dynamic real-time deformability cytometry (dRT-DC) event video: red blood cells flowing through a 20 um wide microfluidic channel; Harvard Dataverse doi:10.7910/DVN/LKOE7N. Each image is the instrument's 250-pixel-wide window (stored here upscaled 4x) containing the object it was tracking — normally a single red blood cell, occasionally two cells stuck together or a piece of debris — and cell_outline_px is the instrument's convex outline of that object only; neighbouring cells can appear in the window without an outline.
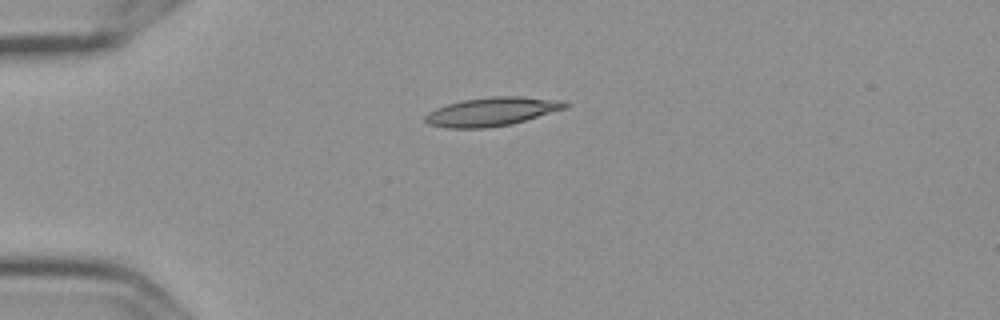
{"species": "Egyptian fruit bat (a non-hibernating species)", "species_latin": "Rousettus aegyptiacus", "temperature_condition": "cold", "stored_images_in_passage": 43, "camera_frame_rate_fps": 3000, "um_per_image_px": 0.085, "frame": {"image": 1, "passage_image": 1, "time_ms": 0.0, "image_size_px": [1000, 320], "cell_outline_px": [[568, 108], [512, 124], [484, 128], [444, 128], [428, 124], [424, 120], [424, 116], [428, 112], [436, 108], [448, 104], [464, 100], [492, 96], [520, 96], [564, 100], [568, 104]], "centroid_in_image_um": [41.82, 9.49], "position_along_channel_um": 43.2, "area_um2": 23.52}}
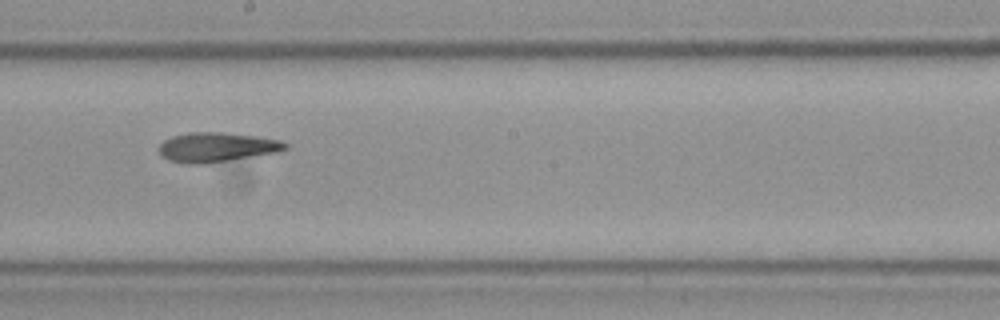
{"frame": {"image": 2, "passage_image": 19, "time_ms": 6.0, "image_size_px": [1000, 320], "cell_outline_px": [[288, 148], [276, 152], [204, 164], [192, 164], [168, 160], [160, 156], [160, 144], [164, 140], [172, 136], [188, 132], [224, 132], [256, 136], [280, 140], [288, 144]], "centroid_in_image_um": [18.39, 12.5], "position_along_channel_um": 229.8, "area_um2": 21.62}}
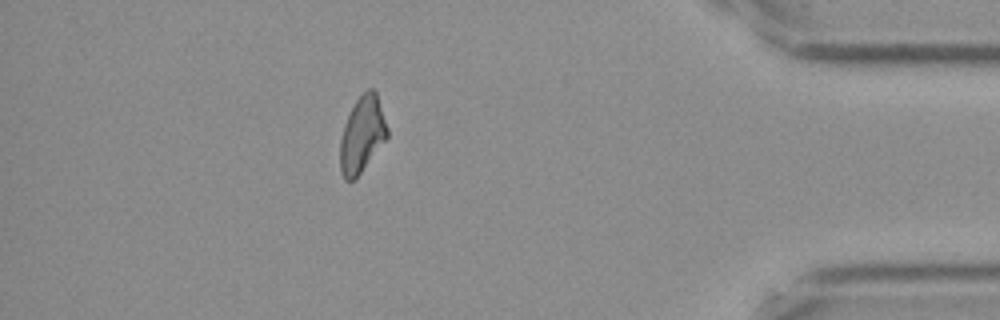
{"frame": {"image": 3, "passage_image": 37, "time_ms": 12.0, "image_size_px": [1000, 320], "cell_outline_px": [[388, 136], [356, 180], [344, 180], [340, 172], [340, 140], [344, 124], [356, 100], [368, 88], [372, 88], [376, 92], [388, 128]], "centroid_in_image_um": [30.77, 11.48], "position_along_channel_um": 404.4, "area_um2": 20.87}, "authors_computed_cell_mechanics": {"area_um2": 21.5594, "velocity_mm_per_s": 3.5725, "shape_relaxation_time_tau1_ms": 4.412, "shape_relaxation_time_tau2_ms": 5.5514, "deformation_change_tau1": 0.1471, "deformation_change_tau2": 0.1416}}